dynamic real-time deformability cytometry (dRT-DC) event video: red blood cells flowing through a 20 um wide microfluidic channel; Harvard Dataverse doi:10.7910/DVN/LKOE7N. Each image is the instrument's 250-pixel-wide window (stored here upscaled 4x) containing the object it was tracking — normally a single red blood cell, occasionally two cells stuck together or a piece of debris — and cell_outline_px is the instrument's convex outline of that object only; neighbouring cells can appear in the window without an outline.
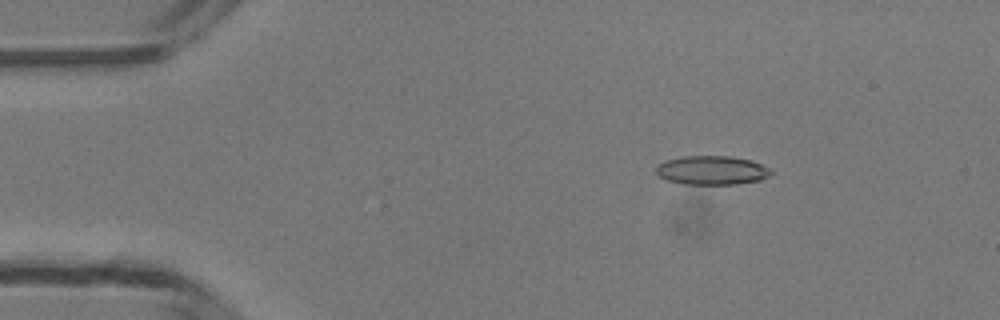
{"species": "common noctule bat (a hibernating species)", "species_latin": "Nyctalus noctula", "temperature_condition": "room temperature", "stored_images_in_passage": 49, "camera_frame_rate_fps": 3000, "um_per_image_px": 0.085, "animal": {"sex": "male", "body_mass_g": 13.3}, "frame": {"image": 1, "passage_image": 8, "time_ms": 2.333, "image_size_px": [1000, 320], "cell_outline_px": [[772, 172], [768, 176], [760, 180], [736, 184], [684, 184], [668, 180], [660, 176], [656, 172], [656, 164], [664, 160], [680, 156], [732, 156], [752, 160], [768, 168]], "centroid_in_image_um": [60.47, 14.46], "position_along_channel_um": 24.5, "area_um2": 19.42}}
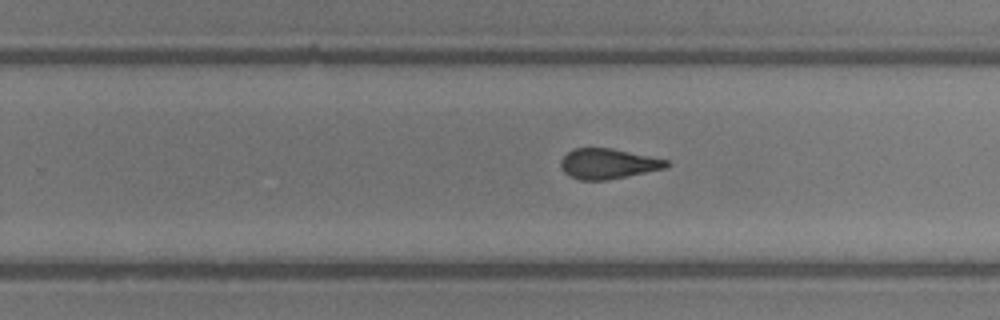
{"frame": {"image": 2, "passage_image": 31, "time_ms": 10.0, "image_size_px": [1000, 320], "cell_outline_px": [[672, 164], [664, 168], [604, 180], [580, 180], [568, 176], [560, 168], [560, 160], [568, 152], [576, 148], [612, 148], [668, 160]], "centroid_in_image_um": [51.64, 13.91], "position_along_channel_um": 278.2, "area_um2": 18.44}}
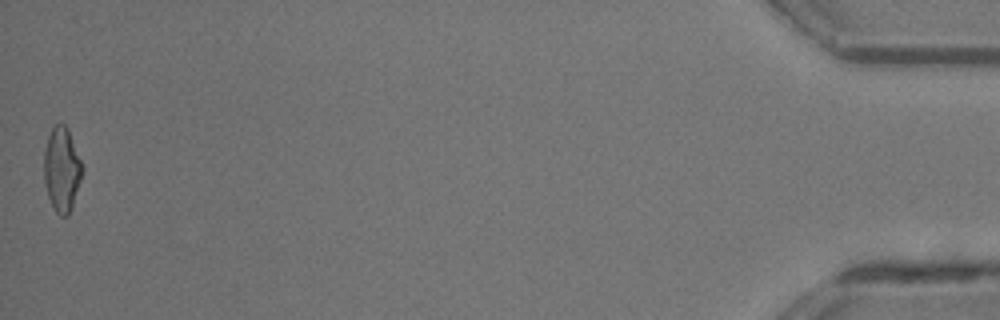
{"frame": {"image": 3, "passage_image": 49, "time_ms": 16.0, "image_size_px": [1000, 320], "cell_outline_px": [[84, 168], [72, 208], [68, 216], [60, 216], [56, 212], [48, 196], [44, 180], [44, 152], [48, 136], [52, 128], [56, 124], [64, 124], [68, 128]], "centroid_in_image_um": [5.26, 14.4], "position_along_channel_um": 429.9, "area_um2": 18.79}, "authors_computed_cell_mechanics": {"area_um2": 19.1318, "velocity_mm_per_s": 4.2318, "shape_relaxation_time_tau1_ms": null, "shape_relaxation_time_tau2_ms": 2.0227, "deformation_change_tau1": null, "deformation_change_tau2": 0.1028}}